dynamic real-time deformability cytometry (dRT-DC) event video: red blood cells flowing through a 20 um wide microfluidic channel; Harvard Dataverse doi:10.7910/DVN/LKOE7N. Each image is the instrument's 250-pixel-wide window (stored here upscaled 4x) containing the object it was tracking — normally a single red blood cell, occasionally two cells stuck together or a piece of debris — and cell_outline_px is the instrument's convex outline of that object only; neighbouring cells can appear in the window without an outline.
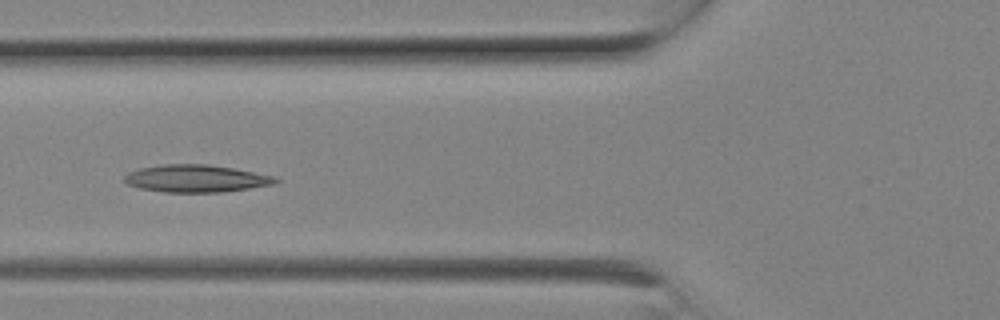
{"species": "Egyptian fruit bat (a non-hibernating species)", "species_latin": "Rousettus aegyptiacus", "temperature_condition": "room temperature", "stored_images_in_passage": 9, "camera_frame_rate_fps": 3000, "um_per_image_px": 0.085, "animal": {"sex": "female"}, "frame": {"image": 1, "passage_image": 7, "time_ms": 2.0, "image_size_px": [1000, 320], "cell_outline_px": [[280, 180], [276, 184], [224, 192], [164, 192], [140, 188], [128, 184], [124, 180], [124, 176], [128, 172], [140, 168], [164, 164], [208, 164], [232, 168], [276, 176]], "centroid_in_image_um": [16.7, 15.17], "position_along_channel_um": 109.1, "area_um2": 24.16}}
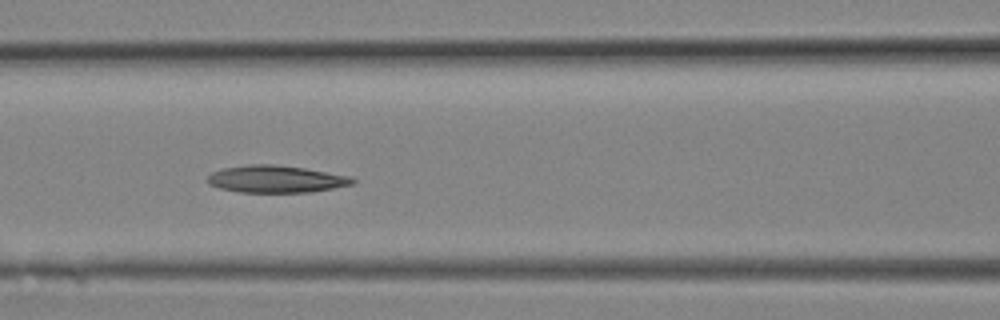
{"frame": {"image": 2, "passage_image": 8, "time_ms": 2.333, "image_size_px": [1000, 320], "cell_outline_px": [[356, 180], [352, 184], [312, 192], [240, 192], [220, 188], [208, 184], [208, 176], [212, 172], [224, 168], [248, 164], [276, 164], [304, 168], [352, 176]], "centroid_in_image_um": [23.47, 15.21], "position_along_channel_um": 143.1, "area_um2": 22.95}}
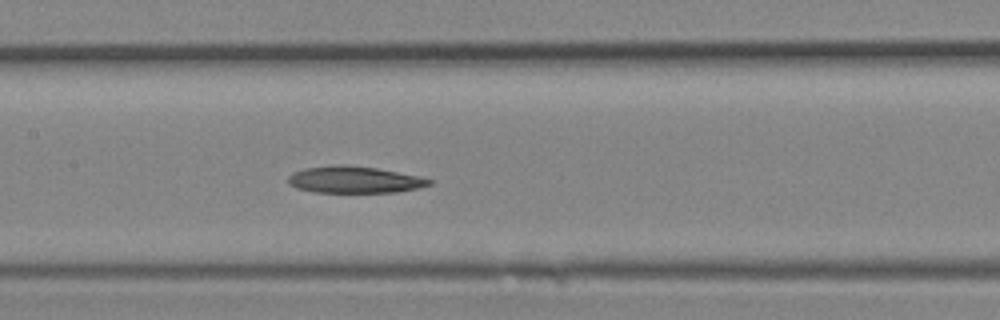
{"frame": {"image": 3, "passage_image": 9, "time_ms": 2.667, "image_size_px": [1000, 320], "cell_outline_px": [[436, 180], [432, 184], [416, 188], [396, 192], [312, 192], [296, 188], [288, 184], [288, 176], [292, 172], [304, 168], [332, 164], [344, 164], [376, 168], [420, 176]], "centroid_in_image_um": [30.1, 15.26], "position_along_channel_um": 177.3, "area_um2": 22.25}}